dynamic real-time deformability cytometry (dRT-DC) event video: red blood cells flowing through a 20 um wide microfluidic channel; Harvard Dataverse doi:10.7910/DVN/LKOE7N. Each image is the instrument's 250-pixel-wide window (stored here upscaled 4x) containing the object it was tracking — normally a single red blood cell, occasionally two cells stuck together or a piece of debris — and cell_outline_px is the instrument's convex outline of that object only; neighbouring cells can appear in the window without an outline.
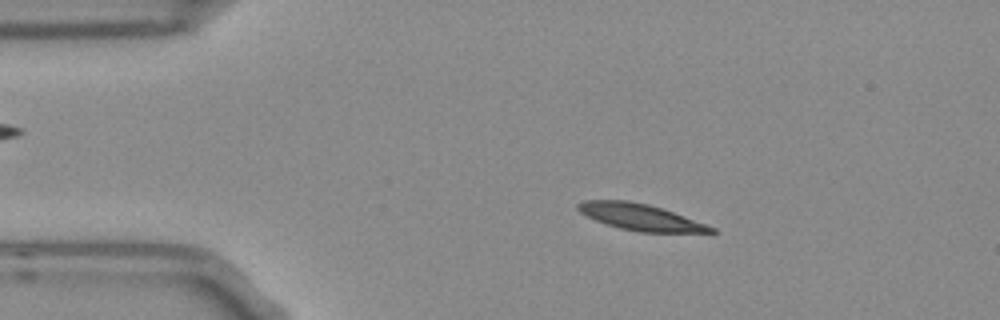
{"species": "Egyptian fruit bat (a non-hibernating species)", "species_latin": "Rousettus aegyptiacus", "temperature_condition": "room temperature", "stored_images_in_passage": 47, "camera_frame_rate_fps": 3000, "um_per_image_px": 0.085, "frame": {"image": 1, "passage_image": 3, "time_ms": 0.667, "image_size_px": [1000, 320], "cell_outline_px": [[716, 232], [640, 232], [620, 228], [596, 220], [580, 212], [576, 208], [576, 204], [584, 200], [628, 200], [648, 204], [672, 212], [716, 228]], "centroid_in_image_um": [54.38, 18.44], "position_along_channel_um": 30.6, "area_um2": 20.06}}
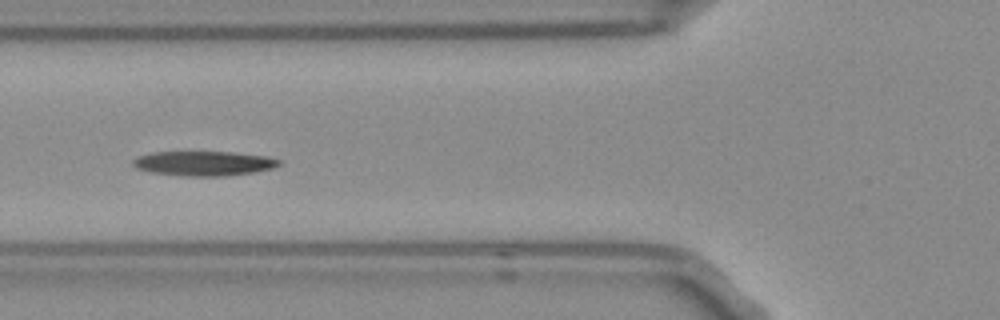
{"frame": {"image": 2, "passage_image": 13, "time_ms": 4.0, "image_size_px": [1000, 320], "cell_outline_px": [[280, 164], [272, 168], [252, 172], [228, 176], [180, 176], [152, 172], [136, 168], [132, 164], [132, 160], [136, 156], [152, 152], [232, 152], [264, 156], [280, 160]], "centroid_in_image_um": [17.26, 13.89], "position_along_channel_um": 108.5, "area_um2": 20.92}}
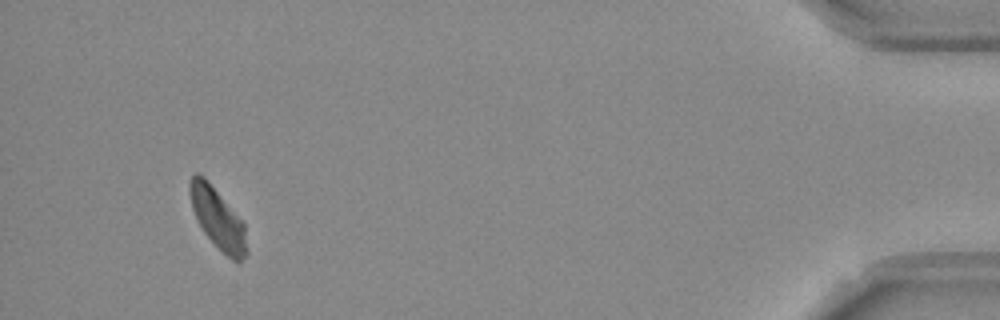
{"frame": {"image": 3, "passage_image": 44, "time_ms": 14.333, "image_size_px": [1000, 320], "cell_outline_px": [[248, 252], [236, 264], [204, 232], [192, 208], [188, 188], [188, 184], [192, 176], [196, 172], [204, 176], [208, 180], [244, 224]], "centroid_in_image_um": [18.5, 18.54], "position_along_channel_um": 416.7, "area_um2": 19.65}, "authors_computed_cell_mechanics": {"area_um2": 20.6924, "velocity_mm_per_s": 3.7205, "shape_relaxation_time_tau1_ms": 3.326, "shape_relaxation_time_tau2_ms": null, "deformation_change_tau1": 0.1198, "deformation_change_tau2": null}}